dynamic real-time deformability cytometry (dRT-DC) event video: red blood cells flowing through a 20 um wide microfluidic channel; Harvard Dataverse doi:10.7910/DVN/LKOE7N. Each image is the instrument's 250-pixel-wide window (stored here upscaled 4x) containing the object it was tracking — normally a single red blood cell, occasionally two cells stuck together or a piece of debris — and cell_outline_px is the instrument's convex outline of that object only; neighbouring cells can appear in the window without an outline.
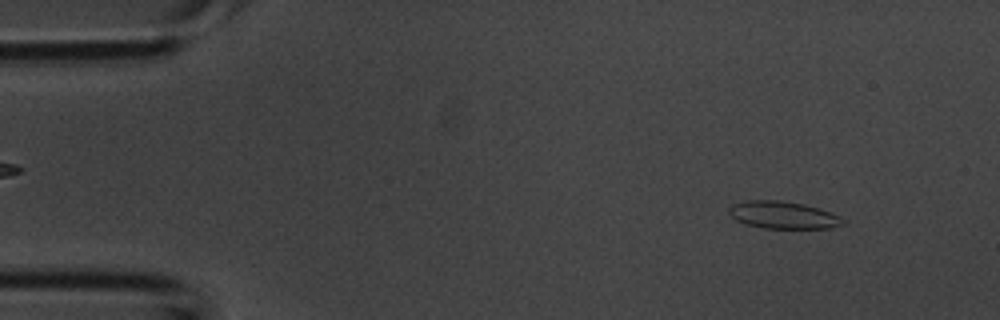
{"species": "common noctule bat (a hibernating species)", "species_latin": "Nyctalus noctula", "temperature_condition": "room temperature", "stored_images_in_passage": 42, "camera_frame_rate_fps": 3000, "um_per_image_px": 0.085, "animal": {"sex": "male", "body_mass_g": 20.1, "forearm_length_mm": 53.5}, "frame": {"image": 1, "passage_image": 4, "time_ms": 1.0, "image_size_px": [1000, 320], "cell_outline_px": [[848, 224], [832, 228], [764, 228], [744, 224], [736, 220], [728, 212], [728, 208], [732, 204], [748, 200], [780, 200], [804, 204], [832, 212], [848, 220]], "centroid_in_image_um": [66.63, 18.28], "position_along_channel_um": 18.4, "area_um2": 18.5}}
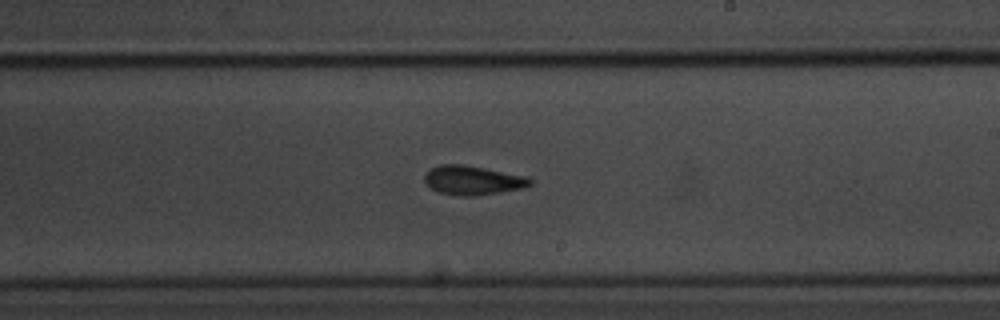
{"frame": {"image": 2, "passage_image": 24, "time_ms": 7.667, "image_size_px": [1000, 320], "cell_outline_px": [[532, 184], [524, 188], [472, 196], [456, 196], [436, 192], [424, 180], [424, 176], [432, 168], [440, 164], [460, 164], [484, 168], [528, 176], [532, 180]], "centroid_in_image_um": [40.19, 15.33], "position_along_channel_um": 248.8, "area_um2": 17.86}}
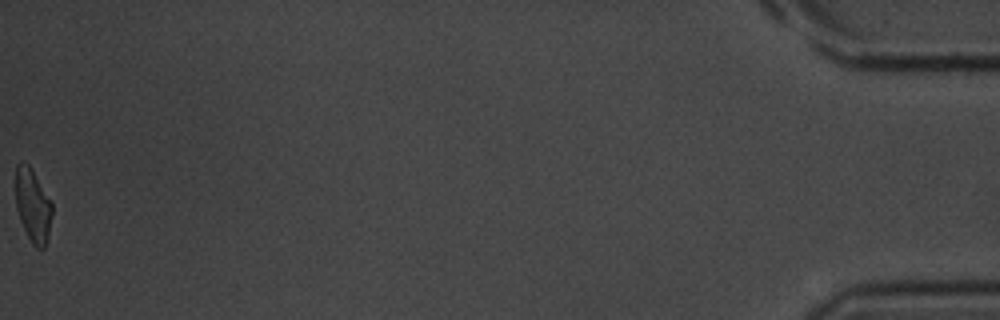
{"frame": {"image": 3, "passage_image": 42, "time_ms": 13.667, "image_size_px": [1000, 320], "cell_outline_px": [[52, 216], [48, 236], [44, 248], [36, 248], [32, 244], [20, 220], [16, 208], [16, 164], [20, 160], [24, 160], [32, 168], [52, 200]], "centroid_in_image_um": [2.8, 17.41], "position_along_channel_um": 432.4, "area_um2": 15.9}}